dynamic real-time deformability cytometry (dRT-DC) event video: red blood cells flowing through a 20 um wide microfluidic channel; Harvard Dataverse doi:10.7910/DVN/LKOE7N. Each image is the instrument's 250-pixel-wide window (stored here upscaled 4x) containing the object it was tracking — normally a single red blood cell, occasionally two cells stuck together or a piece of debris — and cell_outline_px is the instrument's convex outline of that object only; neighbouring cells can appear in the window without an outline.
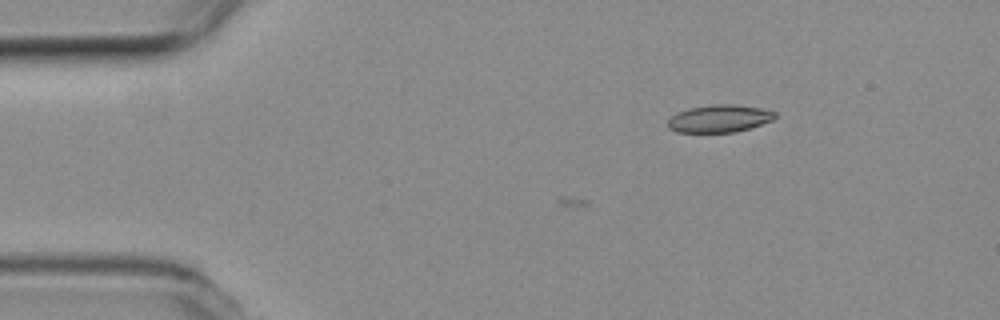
{"species": "common noctule bat (a hibernating species)", "species_latin": "Nyctalus noctula", "temperature_condition": "room temperature", "stored_images_in_passage": 6, "camera_frame_rate_fps": 3000, "um_per_image_px": 0.085, "animal": {"sex": "female", "body_mass_g": 19.3, "forearm_length_mm": 54.1}, "frame": {"image": 1, "passage_image": 1, "time_ms": 0.0, "image_size_px": [1000, 320], "cell_outline_px": [[776, 116], [772, 120], [736, 132], [676, 132], [668, 128], [668, 120], [672, 116], [688, 108], [712, 104], [732, 104], [760, 108], [776, 112]], "centroid_in_image_um": [61.13, 10.07], "position_along_channel_um": 23.9, "area_um2": 16.99}}